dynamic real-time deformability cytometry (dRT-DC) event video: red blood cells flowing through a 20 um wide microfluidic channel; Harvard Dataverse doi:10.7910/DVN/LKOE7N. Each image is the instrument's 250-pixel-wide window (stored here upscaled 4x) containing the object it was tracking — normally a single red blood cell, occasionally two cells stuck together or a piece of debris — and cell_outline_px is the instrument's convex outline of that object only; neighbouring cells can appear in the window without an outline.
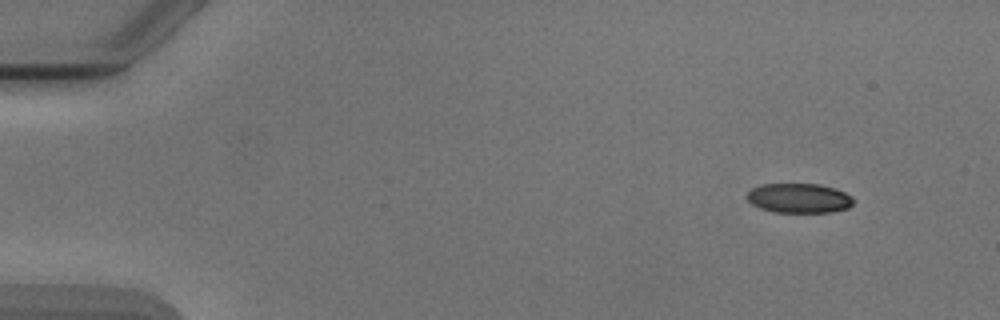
{"species": "Egyptian fruit bat (a non-hibernating species)", "species_latin": "Rousettus aegyptiacus", "temperature_condition": "cold", "stored_images_in_passage": 4, "camera_frame_rate_fps": 3000, "um_per_image_px": 0.085, "animal": {"sex": "male"}, "frame": {"image": 1, "passage_image": 1, "time_ms": 0.0, "image_size_px": [1000, 320], "cell_outline_px": [[856, 200], [848, 208], [832, 212], [776, 212], [760, 208], [752, 204], [748, 200], [748, 192], [752, 188], [760, 184], [820, 184], [836, 188], [852, 196]], "centroid_in_image_um": [67.96, 16.84], "position_along_channel_um": 17.0, "area_um2": 18.44}}
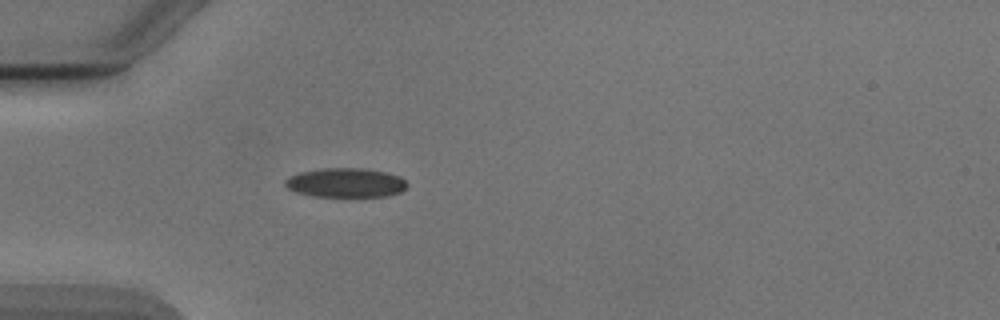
{"frame": {"image": 2, "passage_image": 4, "time_ms": 3.667, "image_size_px": [1000, 320], "cell_outline_px": [[408, 184], [400, 192], [384, 196], [312, 196], [296, 192], [288, 188], [284, 184], [284, 180], [288, 176], [300, 172], [324, 168], [364, 168], [388, 172], [400, 176]], "centroid_in_image_um": [29.36, 15.52], "position_along_channel_um": 55.6, "area_um2": 20.81}}